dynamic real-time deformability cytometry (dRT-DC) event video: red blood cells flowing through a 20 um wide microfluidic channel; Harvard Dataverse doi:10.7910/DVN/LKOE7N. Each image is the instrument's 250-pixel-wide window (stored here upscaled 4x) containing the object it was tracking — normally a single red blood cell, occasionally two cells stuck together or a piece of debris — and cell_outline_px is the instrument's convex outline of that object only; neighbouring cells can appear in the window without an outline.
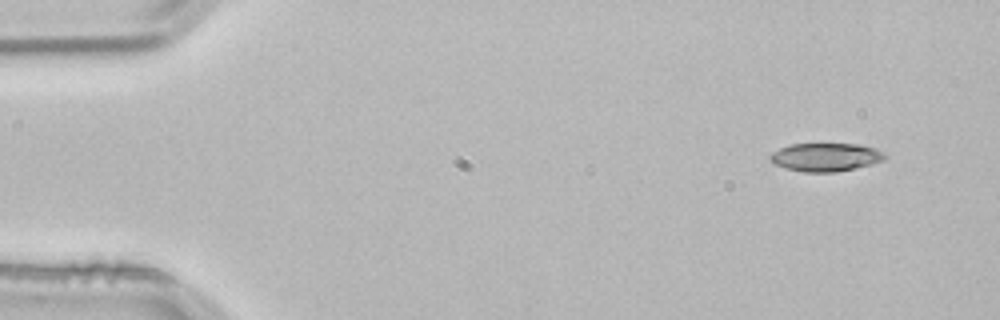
{"species": "common noctule bat (a hibernating species)", "species_latin": "Nyctalus noctula", "temperature_condition": "room temperature", "stored_images_in_passage": 50, "camera_frame_rate_fps": 3000, "um_per_image_px": 0.085, "animal": {"sex": "male", "body_mass_g": 21.5, "forearm_length_mm": 52.0}, "frame": {"image": 1, "passage_image": 1, "time_ms": 0.0, "image_size_px": [1000, 320], "cell_outline_px": [[888, 156], [884, 160], [872, 164], [836, 172], [804, 172], [784, 168], [776, 164], [768, 156], [772, 152], [788, 144], [856, 144], [876, 148]], "centroid_in_image_um": [70.18, 13.35], "position_along_channel_um": 14.8, "area_um2": 18.9}}
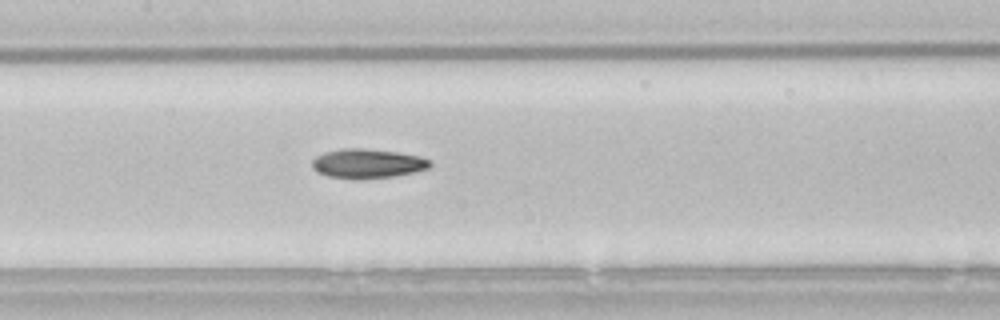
{"frame": {"image": 2, "passage_image": 22, "time_ms": 7.0, "image_size_px": [1000, 320], "cell_outline_px": [[432, 164], [428, 168], [412, 172], [392, 176], [328, 176], [316, 172], [312, 168], [312, 160], [316, 156], [324, 152], [340, 148], [364, 148], [396, 152], [420, 156], [432, 160]], "centroid_in_image_um": [31.23, 13.84], "position_along_channel_um": 176.2, "area_um2": 19.42}}
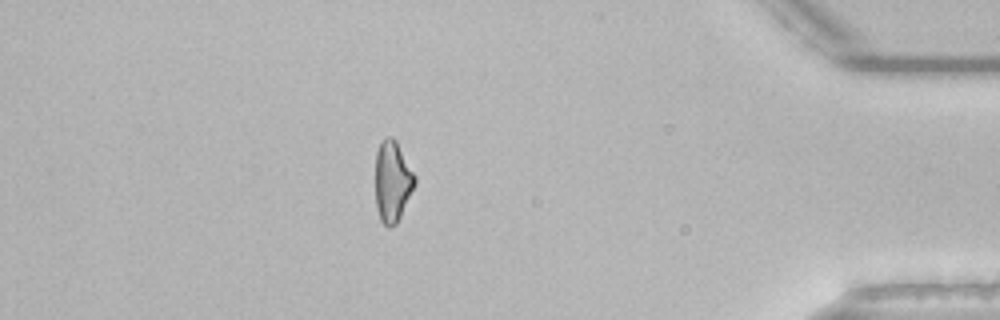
{"frame": {"image": 3, "passage_image": 43, "time_ms": 14.0, "image_size_px": [1000, 320], "cell_outline_px": [[416, 184], [396, 224], [388, 228], [380, 220], [376, 208], [376, 152], [380, 140], [384, 136], [392, 136], [396, 140], [416, 176]], "centroid_in_image_um": [33.35, 15.39], "position_along_channel_um": 401.8, "area_um2": 18.79}, "authors_computed_cell_mechanics": {"area_um2": 19.4208, "velocity_mm_per_s": 3.8508, "shape_relaxation_time_tau1_ms": 6.4863, "shape_relaxation_time_tau2_ms": 5.5974, "deformation_change_tau1": 0.1801, "deformation_change_tau2": 0.132}}